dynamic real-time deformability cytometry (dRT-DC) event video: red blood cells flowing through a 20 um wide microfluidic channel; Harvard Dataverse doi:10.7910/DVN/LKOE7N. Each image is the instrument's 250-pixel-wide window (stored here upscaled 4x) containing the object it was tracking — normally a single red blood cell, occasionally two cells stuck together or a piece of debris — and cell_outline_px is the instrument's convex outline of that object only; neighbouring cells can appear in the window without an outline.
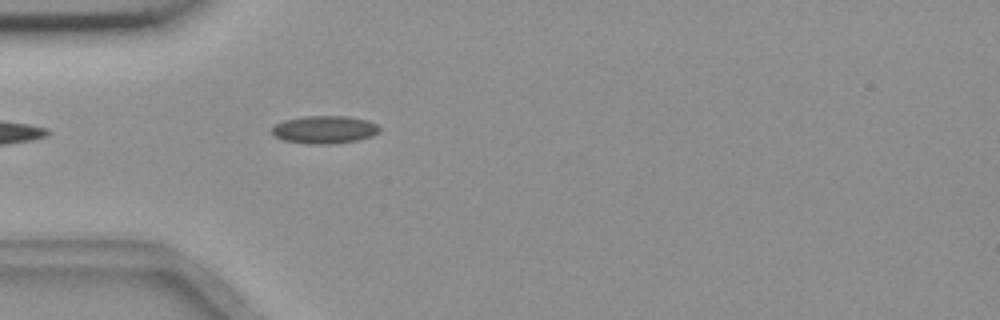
{"species": "common noctule bat (a hibernating species)", "species_latin": "Nyctalus noctula", "temperature_condition": "room temperature", "stored_images_in_passage": 2, "camera_frame_rate_fps": 3000, "um_per_image_px": 0.085, "animal": {"sex": "female", "body_mass_g": 18.4}, "frame": {"image": 1, "passage_image": 2, "time_ms": 0.333, "image_size_px": [1000, 320], "cell_outline_px": [[380, 132], [372, 136], [360, 140], [328, 144], [308, 144], [284, 140], [276, 136], [272, 132], [272, 128], [276, 124], [284, 120], [304, 116], [348, 116], [368, 120], [376, 124], [380, 128]], "centroid_in_image_um": [27.62, 11.01], "position_along_channel_um": 57.4, "area_um2": 17.46}}